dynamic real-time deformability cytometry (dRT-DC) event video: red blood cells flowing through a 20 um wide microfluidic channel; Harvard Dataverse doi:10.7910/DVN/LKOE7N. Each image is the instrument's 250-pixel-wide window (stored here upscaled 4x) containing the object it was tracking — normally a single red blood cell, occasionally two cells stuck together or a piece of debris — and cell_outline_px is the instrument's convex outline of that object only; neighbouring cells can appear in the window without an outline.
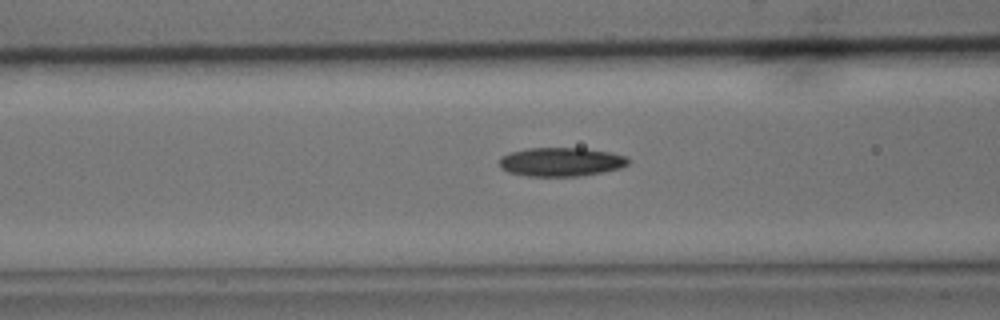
{"species": "common noctule bat (a hibernating species)", "species_latin": "Nyctalus noctula", "temperature_condition": "cold", "stored_images_in_passage": 36, "camera_frame_rate_fps": 3000, "um_per_image_px": 0.085, "animal": {"sex": "male", "body_mass_g": 15.6}, "frame": {"image": 1, "passage_image": 8, "time_ms": 2.333, "image_size_px": [1000, 320], "cell_outline_px": [[628, 164], [620, 168], [600, 172], [576, 176], [528, 176], [508, 172], [500, 168], [500, 156], [508, 152], [528, 148], [584, 148], [612, 152], [628, 156]], "centroid_in_image_um": [47.67, 13.75], "position_along_channel_um": 118.9, "area_um2": 21.73}}
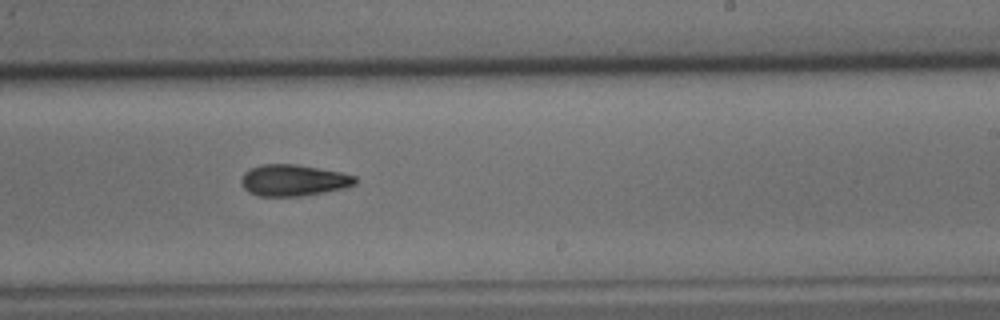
{"frame": {"image": 2, "passage_image": 20, "time_ms": 6.333, "image_size_px": [1000, 320], "cell_outline_px": [[356, 184], [344, 188], [300, 196], [260, 196], [248, 192], [244, 188], [240, 180], [244, 172], [260, 164], [296, 164], [340, 172], [356, 176]], "centroid_in_image_um": [24.92, 15.32], "position_along_channel_um": 264.1, "area_um2": 20.75}}
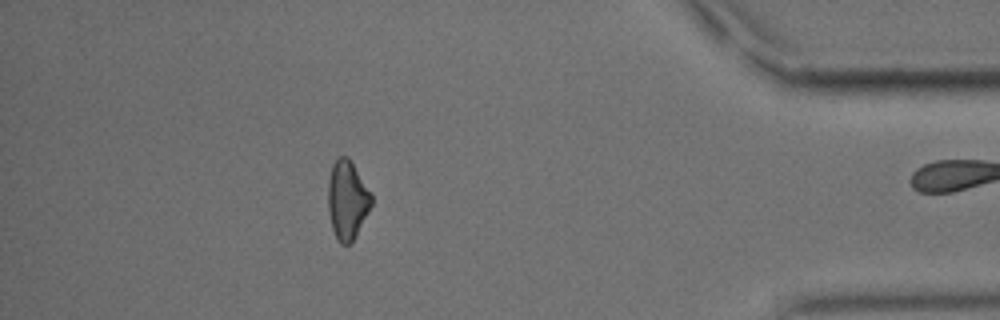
{"frame": {"image": 3, "passage_image": 35, "time_ms": 11.333, "image_size_px": [1000, 320], "cell_outline_px": [[372, 204], [368, 212], [352, 240], [348, 244], [340, 244], [332, 228], [328, 212], [328, 180], [332, 164], [340, 156], [348, 156], [372, 196]], "centroid_in_image_um": [29.49, 16.97], "position_along_channel_um": 405.7, "area_um2": 19.48}}